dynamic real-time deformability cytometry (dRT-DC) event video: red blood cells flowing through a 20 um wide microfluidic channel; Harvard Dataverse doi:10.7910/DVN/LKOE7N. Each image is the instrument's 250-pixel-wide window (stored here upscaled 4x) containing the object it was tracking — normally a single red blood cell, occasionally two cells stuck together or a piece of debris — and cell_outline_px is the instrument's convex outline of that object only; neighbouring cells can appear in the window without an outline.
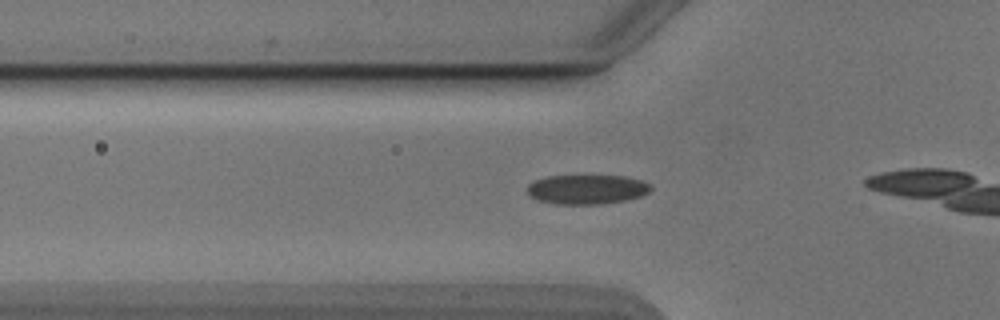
{"species": "Egyptian fruit bat (a non-hibernating species)", "species_latin": "Rousettus aegyptiacus", "temperature_condition": "cold", "stored_images_in_passage": 8, "camera_frame_rate_fps": 3000, "um_per_image_px": 0.085, "animal": {"sex": "male"}, "frame": {"image": 1, "passage_image": 7, "time_ms": 2.0, "image_size_px": [1000, 320], "cell_outline_px": [[652, 188], [648, 192], [640, 196], [624, 200], [600, 204], [556, 204], [536, 200], [528, 192], [528, 184], [536, 180], [548, 176], [624, 176], [640, 180], [652, 184]], "centroid_in_image_um": [49.89, 16.1], "position_along_channel_um": 75.9, "area_um2": 21.04}}